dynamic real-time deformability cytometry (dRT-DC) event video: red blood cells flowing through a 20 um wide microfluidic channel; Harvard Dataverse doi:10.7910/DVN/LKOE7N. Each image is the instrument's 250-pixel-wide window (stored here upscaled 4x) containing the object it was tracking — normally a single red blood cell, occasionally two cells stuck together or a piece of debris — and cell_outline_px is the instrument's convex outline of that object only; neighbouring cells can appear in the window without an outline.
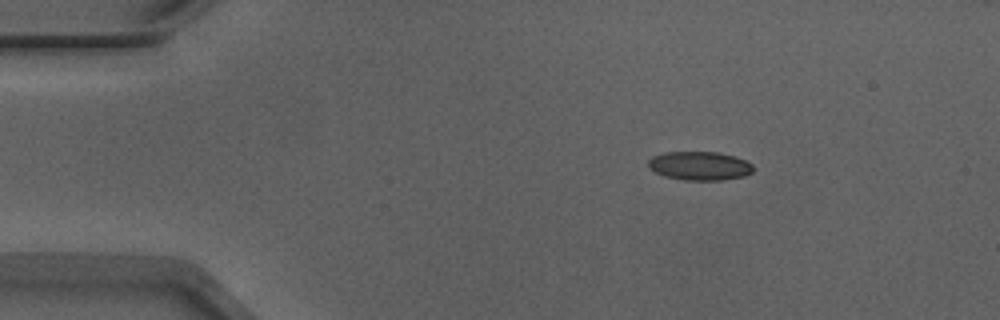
{"species": "Egyptian fruit bat (a non-hibernating species)", "species_latin": "Rousettus aegyptiacus", "temperature_condition": "warm", "stored_images_in_passage": 44, "camera_frame_rate_fps": 3000, "um_per_image_px": 0.085, "animal": {"sex": "male"}, "frame": {"image": 1, "passage_image": 1, "time_ms": 0.0, "image_size_px": [1000, 320], "cell_outline_px": [[752, 172], [744, 176], [720, 180], [684, 180], [664, 176], [648, 168], [648, 160], [652, 156], [664, 152], [720, 152], [736, 156], [752, 164]], "centroid_in_image_um": [59.44, 14.09], "position_along_channel_um": 25.6, "area_um2": 17.63}}
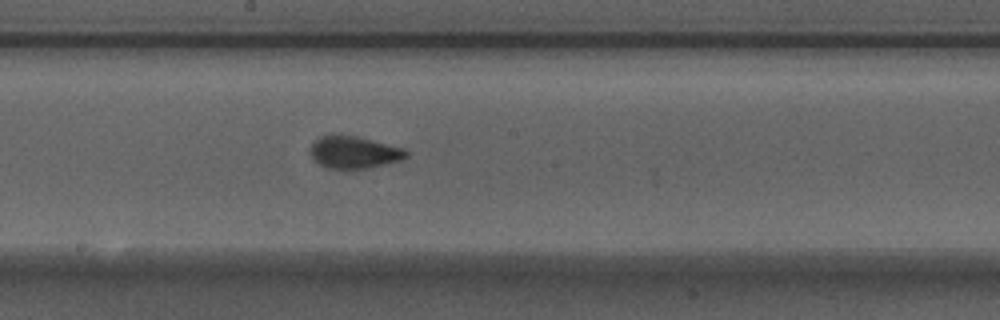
{"frame": {"image": 2, "passage_image": 21, "time_ms": 6.667, "image_size_px": [1000, 320], "cell_outline_px": [[408, 156], [400, 160], [368, 168], [328, 168], [320, 164], [312, 156], [312, 144], [320, 136], [356, 136], [404, 148], [408, 152]], "centroid_in_image_um": [30.14, 12.95], "position_along_channel_um": 218.1, "area_um2": 17.4}}
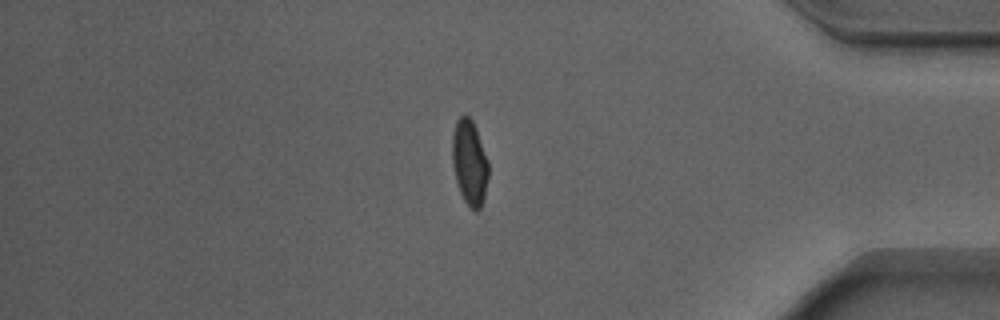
{"frame": {"image": 3, "passage_image": 37, "time_ms": 12.0, "image_size_px": [1000, 320], "cell_outline_px": [[488, 176], [484, 200], [480, 208], [476, 212], [464, 200], [460, 192], [456, 180], [452, 160], [452, 132], [456, 120], [464, 112], [472, 120], [476, 128], [488, 160]], "centroid_in_image_um": [39.91, 13.77], "position_along_channel_um": 395.3, "area_um2": 18.09}, "authors_computed_cell_mechanics": {"area_um2": 17.8891, "velocity_mm_per_s": 3.9212, "shape_relaxation_time_tau1_ms": 4.1165, "shape_relaxation_time_tau2_ms": 0.8221, "deformation_change_tau1": 0.1738, "deformation_change_tau2": 0.0595}}